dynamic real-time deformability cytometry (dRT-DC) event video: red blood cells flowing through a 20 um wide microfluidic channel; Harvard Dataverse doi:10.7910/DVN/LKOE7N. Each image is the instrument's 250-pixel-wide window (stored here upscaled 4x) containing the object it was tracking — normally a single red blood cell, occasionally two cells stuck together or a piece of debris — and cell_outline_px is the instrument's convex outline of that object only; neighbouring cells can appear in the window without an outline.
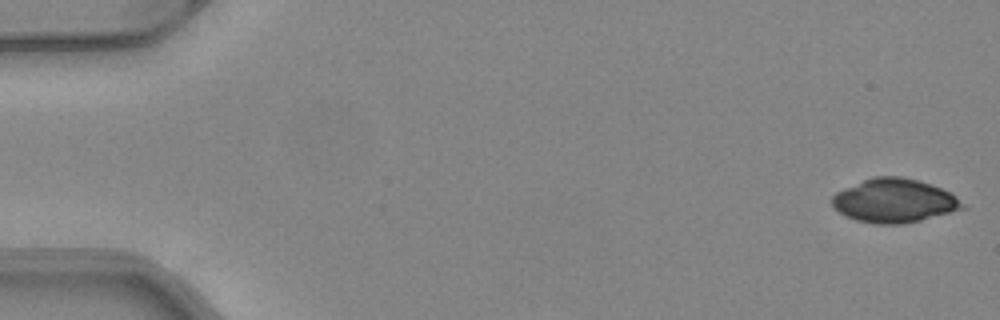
{"species": "common noctule bat (a hibernating species)", "species_latin": "Nyctalus noctula", "temperature_condition": "warm", "stored_images_in_passage": 33, "camera_frame_rate_fps": 3000, "um_per_image_px": 0.085, "animal": {"sex": "female", "body_mass_g": 24.6, "forearm_length_mm": 56.2}, "frame": {"image": 1, "passage_image": 1, "time_ms": 0.0, "image_size_px": [1000, 320], "cell_outline_px": [[968, 208], [904, 224], [876, 224], [856, 220], [840, 212], [832, 204], [832, 196], [836, 192], [844, 188], [872, 176], [900, 176], [932, 184], [956, 196]], "centroid_in_image_um": [76.03, 17.06], "position_along_channel_um": 9.0, "area_um2": 33.18}}